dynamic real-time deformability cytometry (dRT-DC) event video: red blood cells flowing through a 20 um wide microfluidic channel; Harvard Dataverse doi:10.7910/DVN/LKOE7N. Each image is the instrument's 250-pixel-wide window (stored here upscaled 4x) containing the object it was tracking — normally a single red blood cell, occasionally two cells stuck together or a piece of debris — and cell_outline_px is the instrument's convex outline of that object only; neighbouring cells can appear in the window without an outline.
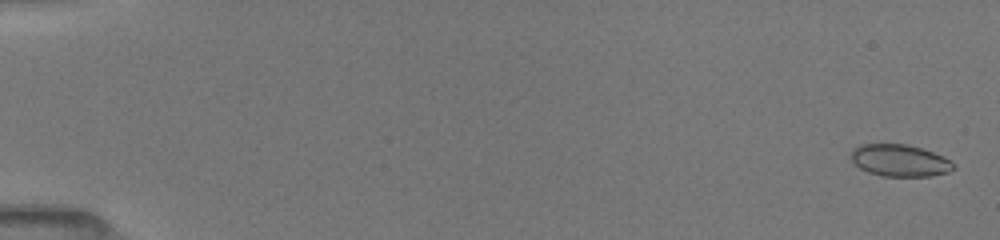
{"species": "common noctule bat (a hibernating species)", "species_latin": "Nyctalus noctula", "temperature_condition": "room temperature", "stored_images_in_passage": 10, "camera_frame_rate_fps": 3000, "um_per_image_px": 0.085, "animal": {"sex": "female", "body_mass_g": 19.5, "forearm_length_mm": 54.1}, "frame": {"image": 1, "passage_image": 1, "time_ms": 0.0, "image_size_px": [1000, 240], "cell_outline_px": [[956, 168], [948, 172], [932, 176], [884, 176], [868, 172], [860, 168], [852, 160], [852, 148], [860, 144], [908, 144], [932, 152], [952, 160], [956, 164]], "centroid_in_image_um": [76.52, 13.64], "position_along_channel_um": 8.5, "area_um2": 19.13}}
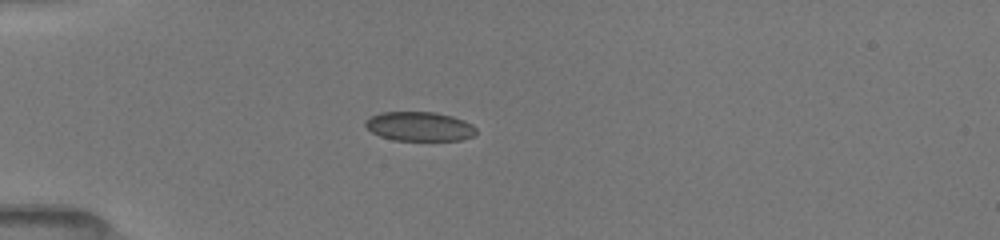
{"frame": {"image": 2, "passage_image": 6, "time_ms": 4.667, "image_size_px": [1000, 240], "cell_outline_px": [[476, 132], [472, 136], [460, 140], [392, 140], [380, 136], [372, 132], [364, 124], [364, 120], [380, 112], [436, 112], [452, 116], [464, 120], [472, 124], [476, 128]], "centroid_in_image_um": [35.64, 10.74], "position_along_channel_um": 49.4, "area_um2": 18.9}}
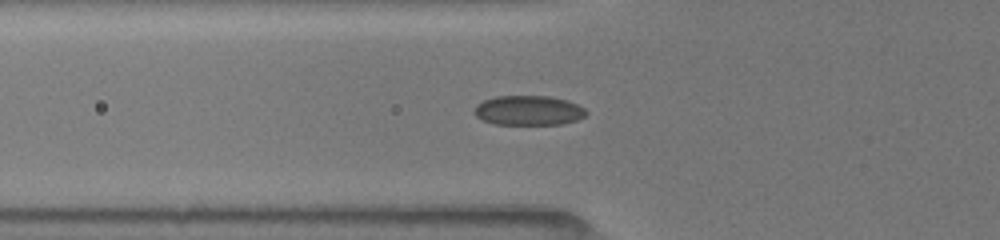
{"frame": {"image": 3, "passage_image": 9, "time_ms": 6.0, "image_size_px": [1000, 240], "cell_outline_px": [[588, 112], [584, 116], [576, 120], [560, 124], [496, 124], [484, 120], [476, 116], [472, 112], [476, 104], [484, 100], [496, 96], [548, 96], [568, 100], [584, 108]], "centroid_in_image_um": [44.9, 9.38], "position_along_channel_um": 80.9, "area_um2": 19.31}}